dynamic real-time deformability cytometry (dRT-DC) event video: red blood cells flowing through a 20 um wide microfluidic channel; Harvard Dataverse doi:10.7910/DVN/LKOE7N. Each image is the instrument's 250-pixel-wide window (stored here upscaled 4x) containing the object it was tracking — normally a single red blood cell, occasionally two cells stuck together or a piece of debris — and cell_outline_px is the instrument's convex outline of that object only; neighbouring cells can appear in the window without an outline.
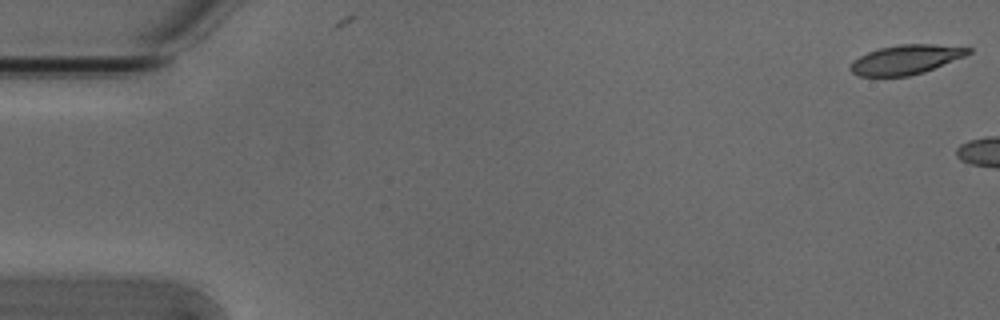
{"species": "Egyptian fruit bat (a non-hibernating species)", "species_latin": "Rousettus aegyptiacus", "temperature_condition": "cold", "stored_images_in_passage": 3, "camera_frame_rate_fps": 3000, "um_per_image_px": 0.085, "animal": {"sex": "male"}, "frame": {"image": 1, "passage_image": 1, "time_ms": 0.0, "image_size_px": [1000, 320], "cell_outline_px": [[972, 52], [964, 56], [924, 72], [908, 76], [856, 76], [848, 68], [852, 60], [868, 52], [880, 48], [900, 44], [932, 44], [972, 48]], "centroid_in_image_um": [76.96, 5.07], "position_along_channel_um": 8.0, "area_um2": 20.11}}